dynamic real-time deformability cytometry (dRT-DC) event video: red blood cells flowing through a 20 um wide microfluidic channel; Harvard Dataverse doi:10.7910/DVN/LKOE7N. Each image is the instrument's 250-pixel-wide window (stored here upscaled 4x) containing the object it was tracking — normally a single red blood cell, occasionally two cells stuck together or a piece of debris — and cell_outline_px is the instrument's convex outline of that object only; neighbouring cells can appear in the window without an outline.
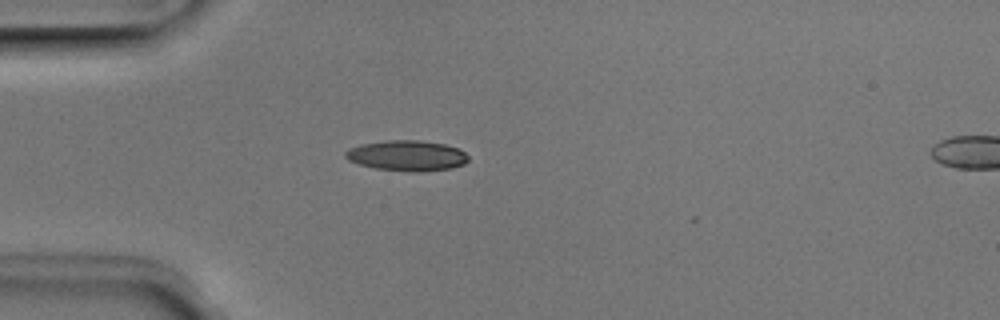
{"species": "Egyptian fruit bat (a non-hibernating species)", "species_latin": "Rousettus aegyptiacus", "temperature_condition": "room temperature", "stored_images_in_passage": 38, "camera_frame_rate_fps": 3000, "um_per_image_px": 0.085, "animal": {"sex": "male"}, "frame": {"image": 1, "passage_image": 1, "time_ms": 0.0, "image_size_px": [1000, 320], "cell_outline_px": [[468, 160], [464, 164], [452, 168], [416, 172], [408, 172], [376, 168], [360, 164], [348, 160], [344, 156], [344, 152], [360, 144], [384, 140], [420, 140], [444, 144], [456, 148], [464, 152], [468, 156]], "centroid_in_image_um": [34.58, 13.23], "position_along_channel_um": 50.4, "area_um2": 21.79}}
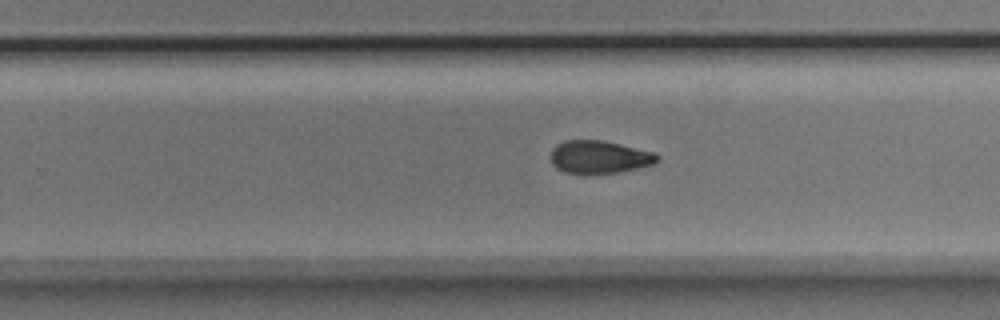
{"frame": {"image": 2, "passage_image": 19, "time_ms": 6.0, "image_size_px": [1000, 320], "cell_outline_px": [[660, 160], [656, 164], [616, 172], [580, 176], [564, 172], [556, 168], [552, 164], [552, 148], [556, 144], [564, 140], [604, 140], [656, 152], [660, 156]], "centroid_in_image_um": [50.95, 13.36], "position_along_channel_um": 278.8, "area_um2": 21.04}}
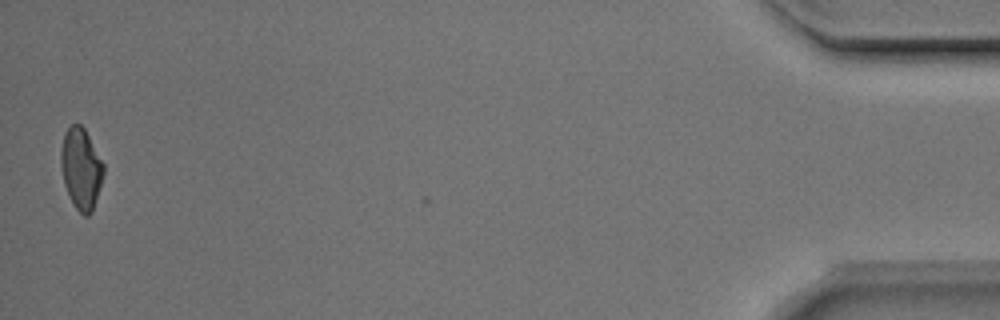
{"frame": {"image": 3, "passage_image": 37, "time_ms": 12.0, "image_size_px": [1000, 320], "cell_outline_px": [[104, 172], [92, 212], [88, 216], [84, 216], [72, 204], [64, 184], [60, 164], [60, 148], [64, 132], [72, 124], [80, 124], [84, 128], [104, 164]], "centroid_in_image_um": [6.86, 14.33], "position_along_channel_um": 428.3, "area_um2": 20.17}, "authors_computed_cell_mechanics": {"area_um2": 20.7791, "velocity_mm_per_s": 4.0151, "shape_relaxation_time_tau1_ms": 10.8939, "shape_relaxation_time_tau2_ms": 7.9115, "deformation_change_tau1": 0.2567, "deformation_change_tau2": 0.1485}}